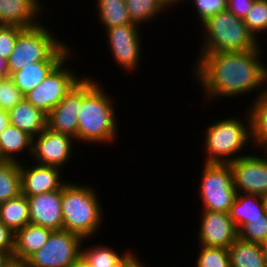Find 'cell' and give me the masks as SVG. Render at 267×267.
Returning a JSON list of instances; mask_svg holds the SVG:
<instances>
[{
	"label": "cell",
	"mask_w": 267,
	"mask_h": 267,
	"mask_svg": "<svg viewBox=\"0 0 267 267\" xmlns=\"http://www.w3.org/2000/svg\"><path fill=\"white\" fill-rule=\"evenodd\" d=\"M261 45L253 50L199 53L192 75L204 90L207 102L218 97L237 98L257 90L256 97L267 89V65ZM260 58V59H259ZM265 86V87H264Z\"/></svg>",
	"instance_id": "1"
},
{
	"label": "cell",
	"mask_w": 267,
	"mask_h": 267,
	"mask_svg": "<svg viewBox=\"0 0 267 267\" xmlns=\"http://www.w3.org/2000/svg\"><path fill=\"white\" fill-rule=\"evenodd\" d=\"M99 81L85 75L82 79V104L78 115L76 142L111 144L117 139L118 118L114 98ZM113 102V103H112Z\"/></svg>",
	"instance_id": "2"
},
{
	"label": "cell",
	"mask_w": 267,
	"mask_h": 267,
	"mask_svg": "<svg viewBox=\"0 0 267 267\" xmlns=\"http://www.w3.org/2000/svg\"><path fill=\"white\" fill-rule=\"evenodd\" d=\"M98 190L68 181L61 189L63 230L83 239L95 238L105 219Z\"/></svg>",
	"instance_id": "3"
},
{
	"label": "cell",
	"mask_w": 267,
	"mask_h": 267,
	"mask_svg": "<svg viewBox=\"0 0 267 267\" xmlns=\"http://www.w3.org/2000/svg\"><path fill=\"white\" fill-rule=\"evenodd\" d=\"M24 28L17 36L15 47L8 62L9 77L37 62H61L73 48L58 39L46 23ZM71 47V48H70Z\"/></svg>",
	"instance_id": "4"
},
{
	"label": "cell",
	"mask_w": 267,
	"mask_h": 267,
	"mask_svg": "<svg viewBox=\"0 0 267 267\" xmlns=\"http://www.w3.org/2000/svg\"><path fill=\"white\" fill-rule=\"evenodd\" d=\"M245 113V122L240 117L232 116L216 120L217 122L206 127L203 131L205 163H230L247 155L241 152L252 142L250 117L248 111Z\"/></svg>",
	"instance_id": "5"
},
{
	"label": "cell",
	"mask_w": 267,
	"mask_h": 267,
	"mask_svg": "<svg viewBox=\"0 0 267 267\" xmlns=\"http://www.w3.org/2000/svg\"><path fill=\"white\" fill-rule=\"evenodd\" d=\"M200 26L203 43L199 53L247 51L262 45L244 21L227 9L209 17Z\"/></svg>",
	"instance_id": "6"
},
{
	"label": "cell",
	"mask_w": 267,
	"mask_h": 267,
	"mask_svg": "<svg viewBox=\"0 0 267 267\" xmlns=\"http://www.w3.org/2000/svg\"><path fill=\"white\" fill-rule=\"evenodd\" d=\"M203 163L199 186L201 210L229 213L237 194L231 166L229 163Z\"/></svg>",
	"instance_id": "7"
},
{
	"label": "cell",
	"mask_w": 267,
	"mask_h": 267,
	"mask_svg": "<svg viewBox=\"0 0 267 267\" xmlns=\"http://www.w3.org/2000/svg\"><path fill=\"white\" fill-rule=\"evenodd\" d=\"M72 51L66 56L50 74L24 98L35 108L40 109L46 115L85 77L77 75L67 66L75 55ZM73 54V55H72Z\"/></svg>",
	"instance_id": "8"
},
{
	"label": "cell",
	"mask_w": 267,
	"mask_h": 267,
	"mask_svg": "<svg viewBox=\"0 0 267 267\" xmlns=\"http://www.w3.org/2000/svg\"><path fill=\"white\" fill-rule=\"evenodd\" d=\"M86 240L66 230L53 231L43 247L26 260L31 267H68L81 255Z\"/></svg>",
	"instance_id": "9"
},
{
	"label": "cell",
	"mask_w": 267,
	"mask_h": 267,
	"mask_svg": "<svg viewBox=\"0 0 267 267\" xmlns=\"http://www.w3.org/2000/svg\"><path fill=\"white\" fill-rule=\"evenodd\" d=\"M137 24H128L108 28L104 32L110 46L112 58L119 68L127 73L136 72L141 63L142 55V32ZM141 33V34H140Z\"/></svg>",
	"instance_id": "10"
},
{
	"label": "cell",
	"mask_w": 267,
	"mask_h": 267,
	"mask_svg": "<svg viewBox=\"0 0 267 267\" xmlns=\"http://www.w3.org/2000/svg\"><path fill=\"white\" fill-rule=\"evenodd\" d=\"M253 152L229 163L233 183L237 193L264 196L267 194V151L260 156Z\"/></svg>",
	"instance_id": "11"
},
{
	"label": "cell",
	"mask_w": 267,
	"mask_h": 267,
	"mask_svg": "<svg viewBox=\"0 0 267 267\" xmlns=\"http://www.w3.org/2000/svg\"><path fill=\"white\" fill-rule=\"evenodd\" d=\"M76 140L68 135L44 129L33 137L31 158L35 164L64 169L70 163ZM75 150V151H73Z\"/></svg>",
	"instance_id": "12"
},
{
	"label": "cell",
	"mask_w": 267,
	"mask_h": 267,
	"mask_svg": "<svg viewBox=\"0 0 267 267\" xmlns=\"http://www.w3.org/2000/svg\"><path fill=\"white\" fill-rule=\"evenodd\" d=\"M200 214L199 245L229 248L238 238V229L229 213L201 210Z\"/></svg>",
	"instance_id": "13"
},
{
	"label": "cell",
	"mask_w": 267,
	"mask_h": 267,
	"mask_svg": "<svg viewBox=\"0 0 267 267\" xmlns=\"http://www.w3.org/2000/svg\"><path fill=\"white\" fill-rule=\"evenodd\" d=\"M81 104L82 80L47 114V128L76 140Z\"/></svg>",
	"instance_id": "14"
},
{
	"label": "cell",
	"mask_w": 267,
	"mask_h": 267,
	"mask_svg": "<svg viewBox=\"0 0 267 267\" xmlns=\"http://www.w3.org/2000/svg\"><path fill=\"white\" fill-rule=\"evenodd\" d=\"M31 164L27 166L23 162L20 163L21 193L25 196L59 190L68 182L63 180L61 176L63 171L60 168Z\"/></svg>",
	"instance_id": "15"
},
{
	"label": "cell",
	"mask_w": 267,
	"mask_h": 267,
	"mask_svg": "<svg viewBox=\"0 0 267 267\" xmlns=\"http://www.w3.org/2000/svg\"><path fill=\"white\" fill-rule=\"evenodd\" d=\"M27 198L30 223L53 231L63 230L61 189Z\"/></svg>",
	"instance_id": "16"
},
{
	"label": "cell",
	"mask_w": 267,
	"mask_h": 267,
	"mask_svg": "<svg viewBox=\"0 0 267 267\" xmlns=\"http://www.w3.org/2000/svg\"><path fill=\"white\" fill-rule=\"evenodd\" d=\"M41 4L40 0H0V21L8 26L33 27L43 18L45 7Z\"/></svg>",
	"instance_id": "17"
},
{
	"label": "cell",
	"mask_w": 267,
	"mask_h": 267,
	"mask_svg": "<svg viewBox=\"0 0 267 267\" xmlns=\"http://www.w3.org/2000/svg\"><path fill=\"white\" fill-rule=\"evenodd\" d=\"M10 124L27 132L30 136H38L47 128V115L35 108L25 98L8 111Z\"/></svg>",
	"instance_id": "18"
},
{
	"label": "cell",
	"mask_w": 267,
	"mask_h": 267,
	"mask_svg": "<svg viewBox=\"0 0 267 267\" xmlns=\"http://www.w3.org/2000/svg\"><path fill=\"white\" fill-rule=\"evenodd\" d=\"M53 230L37 224H26L15 233V248L13 257L27 259L48 241Z\"/></svg>",
	"instance_id": "19"
},
{
	"label": "cell",
	"mask_w": 267,
	"mask_h": 267,
	"mask_svg": "<svg viewBox=\"0 0 267 267\" xmlns=\"http://www.w3.org/2000/svg\"><path fill=\"white\" fill-rule=\"evenodd\" d=\"M266 209L262 196L256 194L237 193L229 215L238 231L249 223V220L262 219Z\"/></svg>",
	"instance_id": "20"
},
{
	"label": "cell",
	"mask_w": 267,
	"mask_h": 267,
	"mask_svg": "<svg viewBox=\"0 0 267 267\" xmlns=\"http://www.w3.org/2000/svg\"><path fill=\"white\" fill-rule=\"evenodd\" d=\"M32 140L33 137L27 132L9 124L0 134V151L3 158L6 161L21 163L23 160L19 159L20 154L25 155L27 150L28 156H31Z\"/></svg>",
	"instance_id": "21"
},
{
	"label": "cell",
	"mask_w": 267,
	"mask_h": 267,
	"mask_svg": "<svg viewBox=\"0 0 267 267\" xmlns=\"http://www.w3.org/2000/svg\"><path fill=\"white\" fill-rule=\"evenodd\" d=\"M246 109L250 117L251 140L254 149L267 150V89L263 91Z\"/></svg>",
	"instance_id": "22"
},
{
	"label": "cell",
	"mask_w": 267,
	"mask_h": 267,
	"mask_svg": "<svg viewBox=\"0 0 267 267\" xmlns=\"http://www.w3.org/2000/svg\"><path fill=\"white\" fill-rule=\"evenodd\" d=\"M231 267H266L263 247L259 243L237 238L228 248Z\"/></svg>",
	"instance_id": "23"
},
{
	"label": "cell",
	"mask_w": 267,
	"mask_h": 267,
	"mask_svg": "<svg viewBox=\"0 0 267 267\" xmlns=\"http://www.w3.org/2000/svg\"><path fill=\"white\" fill-rule=\"evenodd\" d=\"M82 244L81 255L85 258L90 267H121L128 258L134 253L126 250L123 254L116 252L110 246H102L101 244L93 246H83ZM85 247V248H84Z\"/></svg>",
	"instance_id": "24"
},
{
	"label": "cell",
	"mask_w": 267,
	"mask_h": 267,
	"mask_svg": "<svg viewBox=\"0 0 267 267\" xmlns=\"http://www.w3.org/2000/svg\"><path fill=\"white\" fill-rule=\"evenodd\" d=\"M0 220L14 233L30 223L29 203L22 193L0 204Z\"/></svg>",
	"instance_id": "25"
},
{
	"label": "cell",
	"mask_w": 267,
	"mask_h": 267,
	"mask_svg": "<svg viewBox=\"0 0 267 267\" xmlns=\"http://www.w3.org/2000/svg\"><path fill=\"white\" fill-rule=\"evenodd\" d=\"M60 62H37L14 72L10 78L25 96L38 86Z\"/></svg>",
	"instance_id": "26"
},
{
	"label": "cell",
	"mask_w": 267,
	"mask_h": 267,
	"mask_svg": "<svg viewBox=\"0 0 267 267\" xmlns=\"http://www.w3.org/2000/svg\"><path fill=\"white\" fill-rule=\"evenodd\" d=\"M96 2L98 21L105 27L104 30L134 24L130 20L125 0H96Z\"/></svg>",
	"instance_id": "27"
},
{
	"label": "cell",
	"mask_w": 267,
	"mask_h": 267,
	"mask_svg": "<svg viewBox=\"0 0 267 267\" xmlns=\"http://www.w3.org/2000/svg\"><path fill=\"white\" fill-rule=\"evenodd\" d=\"M21 194L20 163L0 164V204Z\"/></svg>",
	"instance_id": "28"
},
{
	"label": "cell",
	"mask_w": 267,
	"mask_h": 267,
	"mask_svg": "<svg viewBox=\"0 0 267 267\" xmlns=\"http://www.w3.org/2000/svg\"><path fill=\"white\" fill-rule=\"evenodd\" d=\"M132 23L142 26L158 19L161 13L167 11L158 0H125Z\"/></svg>",
	"instance_id": "29"
},
{
	"label": "cell",
	"mask_w": 267,
	"mask_h": 267,
	"mask_svg": "<svg viewBox=\"0 0 267 267\" xmlns=\"http://www.w3.org/2000/svg\"><path fill=\"white\" fill-rule=\"evenodd\" d=\"M195 267H231L228 248L199 245Z\"/></svg>",
	"instance_id": "30"
},
{
	"label": "cell",
	"mask_w": 267,
	"mask_h": 267,
	"mask_svg": "<svg viewBox=\"0 0 267 267\" xmlns=\"http://www.w3.org/2000/svg\"><path fill=\"white\" fill-rule=\"evenodd\" d=\"M248 30L259 40V35L267 33V0H255L243 20Z\"/></svg>",
	"instance_id": "31"
},
{
	"label": "cell",
	"mask_w": 267,
	"mask_h": 267,
	"mask_svg": "<svg viewBox=\"0 0 267 267\" xmlns=\"http://www.w3.org/2000/svg\"><path fill=\"white\" fill-rule=\"evenodd\" d=\"M238 237L249 242L263 244L267 241V214L262 219L249 220L239 231Z\"/></svg>",
	"instance_id": "32"
},
{
	"label": "cell",
	"mask_w": 267,
	"mask_h": 267,
	"mask_svg": "<svg viewBox=\"0 0 267 267\" xmlns=\"http://www.w3.org/2000/svg\"><path fill=\"white\" fill-rule=\"evenodd\" d=\"M24 99V95L15 86L13 80L7 77L0 83V108L6 111L14 108L20 101Z\"/></svg>",
	"instance_id": "33"
},
{
	"label": "cell",
	"mask_w": 267,
	"mask_h": 267,
	"mask_svg": "<svg viewBox=\"0 0 267 267\" xmlns=\"http://www.w3.org/2000/svg\"><path fill=\"white\" fill-rule=\"evenodd\" d=\"M191 2L192 6H195L196 17L198 16L200 24L226 9V0H191Z\"/></svg>",
	"instance_id": "34"
},
{
	"label": "cell",
	"mask_w": 267,
	"mask_h": 267,
	"mask_svg": "<svg viewBox=\"0 0 267 267\" xmlns=\"http://www.w3.org/2000/svg\"><path fill=\"white\" fill-rule=\"evenodd\" d=\"M24 28L19 26H6L0 32V57L8 60L13 52L17 36Z\"/></svg>",
	"instance_id": "35"
},
{
	"label": "cell",
	"mask_w": 267,
	"mask_h": 267,
	"mask_svg": "<svg viewBox=\"0 0 267 267\" xmlns=\"http://www.w3.org/2000/svg\"><path fill=\"white\" fill-rule=\"evenodd\" d=\"M255 0H226V9L244 20Z\"/></svg>",
	"instance_id": "36"
},
{
	"label": "cell",
	"mask_w": 267,
	"mask_h": 267,
	"mask_svg": "<svg viewBox=\"0 0 267 267\" xmlns=\"http://www.w3.org/2000/svg\"><path fill=\"white\" fill-rule=\"evenodd\" d=\"M15 233L0 220V250L14 252Z\"/></svg>",
	"instance_id": "37"
},
{
	"label": "cell",
	"mask_w": 267,
	"mask_h": 267,
	"mask_svg": "<svg viewBox=\"0 0 267 267\" xmlns=\"http://www.w3.org/2000/svg\"><path fill=\"white\" fill-rule=\"evenodd\" d=\"M121 267H145V263L140 260L138 255L132 254Z\"/></svg>",
	"instance_id": "38"
},
{
	"label": "cell",
	"mask_w": 267,
	"mask_h": 267,
	"mask_svg": "<svg viewBox=\"0 0 267 267\" xmlns=\"http://www.w3.org/2000/svg\"><path fill=\"white\" fill-rule=\"evenodd\" d=\"M10 124L8 111L0 108V134Z\"/></svg>",
	"instance_id": "39"
},
{
	"label": "cell",
	"mask_w": 267,
	"mask_h": 267,
	"mask_svg": "<svg viewBox=\"0 0 267 267\" xmlns=\"http://www.w3.org/2000/svg\"><path fill=\"white\" fill-rule=\"evenodd\" d=\"M5 267H31V265L25 259H17L12 257Z\"/></svg>",
	"instance_id": "40"
},
{
	"label": "cell",
	"mask_w": 267,
	"mask_h": 267,
	"mask_svg": "<svg viewBox=\"0 0 267 267\" xmlns=\"http://www.w3.org/2000/svg\"><path fill=\"white\" fill-rule=\"evenodd\" d=\"M12 257H13V252L0 250V267H5Z\"/></svg>",
	"instance_id": "41"
},
{
	"label": "cell",
	"mask_w": 267,
	"mask_h": 267,
	"mask_svg": "<svg viewBox=\"0 0 267 267\" xmlns=\"http://www.w3.org/2000/svg\"><path fill=\"white\" fill-rule=\"evenodd\" d=\"M68 267H90L85 258L80 255L74 262H72Z\"/></svg>",
	"instance_id": "42"
},
{
	"label": "cell",
	"mask_w": 267,
	"mask_h": 267,
	"mask_svg": "<svg viewBox=\"0 0 267 267\" xmlns=\"http://www.w3.org/2000/svg\"><path fill=\"white\" fill-rule=\"evenodd\" d=\"M0 72L3 73L6 77H9L8 62L2 57H0Z\"/></svg>",
	"instance_id": "43"
},
{
	"label": "cell",
	"mask_w": 267,
	"mask_h": 267,
	"mask_svg": "<svg viewBox=\"0 0 267 267\" xmlns=\"http://www.w3.org/2000/svg\"><path fill=\"white\" fill-rule=\"evenodd\" d=\"M160 2V4L167 10V8L171 9V7L175 8V6H178L177 5V0H158Z\"/></svg>",
	"instance_id": "44"
},
{
	"label": "cell",
	"mask_w": 267,
	"mask_h": 267,
	"mask_svg": "<svg viewBox=\"0 0 267 267\" xmlns=\"http://www.w3.org/2000/svg\"><path fill=\"white\" fill-rule=\"evenodd\" d=\"M262 247H263V252H264L266 267H267V241L262 244Z\"/></svg>",
	"instance_id": "45"
},
{
	"label": "cell",
	"mask_w": 267,
	"mask_h": 267,
	"mask_svg": "<svg viewBox=\"0 0 267 267\" xmlns=\"http://www.w3.org/2000/svg\"><path fill=\"white\" fill-rule=\"evenodd\" d=\"M262 198H263L265 209H266V213H267V194L262 196Z\"/></svg>",
	"instance_id": "46"
},
{
	"label": "cell",
	"mask_w": 267,
	"mask_h": 267,
	"mask_svg": "<svg viewBox=\"0 0 267 267\" xmlns=\"http://www.w3.org/2000/svg\"><path fill=\"white\" fill-rule=\"evenodd\" d=\"M7 77L3 74V73H1L0 72V83L3 81V80H5Z\"/></svg>",
	"instance_id": "47"
},
{
	"label": "cell",
	"mask_w": 267,
	"mask_h": 267,
	"mask_svg": "<svg viewBox=\"0 0 267 267\" xmlns=\"http://www.w3.org/2000/svg\"><path fill=\"white\" fill-rule=\"evenodd\" d=\"M7 25H5L2 21H0V32L6 27Z\"/></svg>",
	"instance_id": "48"
},
{
	"label": "cell",
	"mask_w": 267,
	"mask_h": 267,
	"mask_svg": "<svg viewBox=\"0 0 267 267\" xmlns=\"http://www.w3.org/2000/svg\"><path fill=\"white\" fill-rule=\"evenodd\" d=\"M6 162V160L3 158L1 151H0V164Z\"/></svg>",
	"instance_id": "49"
},
{
	"label": "cell",
	"mask_w": 267,
	"mask_h": 267,
	"mask_svg": "<svg viewBox=\"0 0 267 267\" xmlns=\"http://www.w3.org/2000/svg\"><path fill=\"white\" fill-rule=\"evenodd\" d=\"M184 1H186V0H177V4H179L181 6L182 5L181 3H184Z\"/></svg>",
	"instance_id": "50"
}]
</instances>
